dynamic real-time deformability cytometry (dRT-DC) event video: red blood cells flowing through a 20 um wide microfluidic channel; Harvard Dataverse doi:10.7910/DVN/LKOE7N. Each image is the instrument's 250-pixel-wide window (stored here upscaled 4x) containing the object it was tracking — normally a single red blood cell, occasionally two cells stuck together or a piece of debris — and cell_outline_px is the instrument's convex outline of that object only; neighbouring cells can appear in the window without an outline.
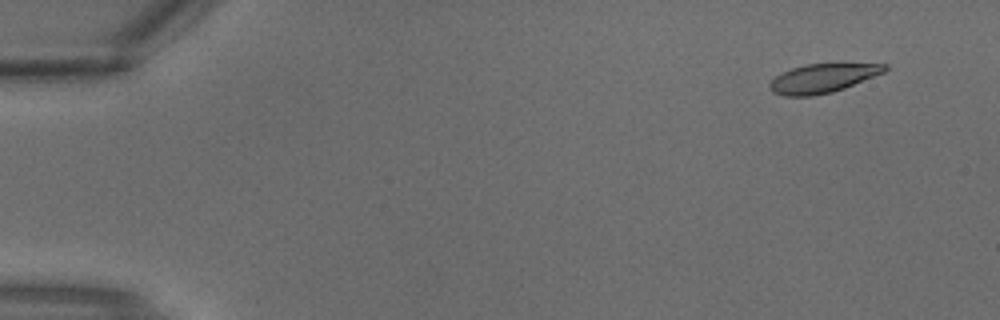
{"species": "common noctule bat (a hibernating species)", "species_latin": "Nyctalus noctula", "temperature_condition": "warm", "stored_images_in_passage": 1, "camera_frame_rate_fps": 3000, "um_per_image_px": 0.085, "animal": {"sex": "male", "body_mass_g": 18.8}, "frame": {"image": 1, "passage_image": 1, "time_ms": 0.0, "image_size_px": [1000, 320], "cell_outline_px": [[888, 68], [884, 72], [844, 88], [832, 92], [812, 96], [784, 96], [772, 92], [768, 84], [776, 76], [792, 68], [804, 64], [888, 64]], "centroid_in_image_um": [69.9, 6.66], "position_along_channel_um": 15.1, "area_um2": 19.13}}